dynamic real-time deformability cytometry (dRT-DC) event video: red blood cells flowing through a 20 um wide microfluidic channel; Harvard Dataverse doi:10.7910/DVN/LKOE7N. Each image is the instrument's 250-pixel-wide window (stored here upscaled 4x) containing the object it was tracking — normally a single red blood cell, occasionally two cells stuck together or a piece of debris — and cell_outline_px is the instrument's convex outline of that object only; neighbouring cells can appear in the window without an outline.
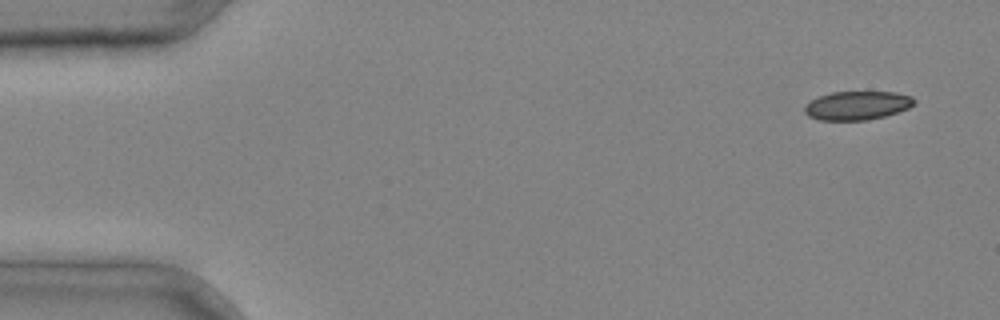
{"species": "common noctule bat (a hibernating species)", "species_latin": "Nyctalus noctula", "temperature_condition": "cold", "stored_images_in_passage": 4, "camera_frame_rate_fps": 3000, "um_per_image_px": 0.085, "animal": {"sex": "male", "body_mass_g": 20.4}, "frame": {"image": 1, "passage_image": 1, "time_ms": 0.0, "image_size_px": [1000, 320], "cell_outline_px": [[916, 104], [908, 108], [884, 116], [868, 120], [820, 120], [808, 116], [804, 112], [804, 104], [820, 96], [832, 92], [896, 92], [912, 96], [916, 100]], "centroid_in_image_um": [72.87, 8.96], "position_along_channel_um": 12.1, "area_um2": 18.38}}
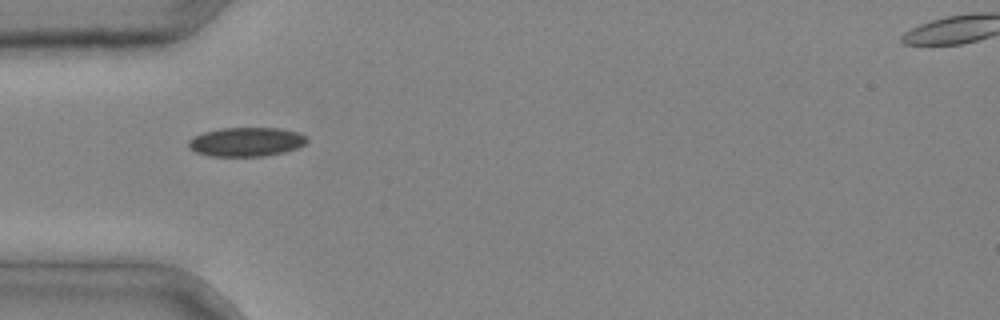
{"frame": {"image": 2, "passage_image": 3, "time_ms": 0.667, "image_size_px": [1000, 320], "cell_outline_px": [[308, 140], [304, 144], [296, 148], [284, 152], [264, 156], [208, 156], [196, 152], [188, 148], [188, 140], [192, 136], [204, 132], [220, 128], [280, 128], [300, 132], [308, 136]], "centroid_in_image_um": [20.92, 12.05], "position_along_channel_um": 64.1, "area_um2": 20.29}}